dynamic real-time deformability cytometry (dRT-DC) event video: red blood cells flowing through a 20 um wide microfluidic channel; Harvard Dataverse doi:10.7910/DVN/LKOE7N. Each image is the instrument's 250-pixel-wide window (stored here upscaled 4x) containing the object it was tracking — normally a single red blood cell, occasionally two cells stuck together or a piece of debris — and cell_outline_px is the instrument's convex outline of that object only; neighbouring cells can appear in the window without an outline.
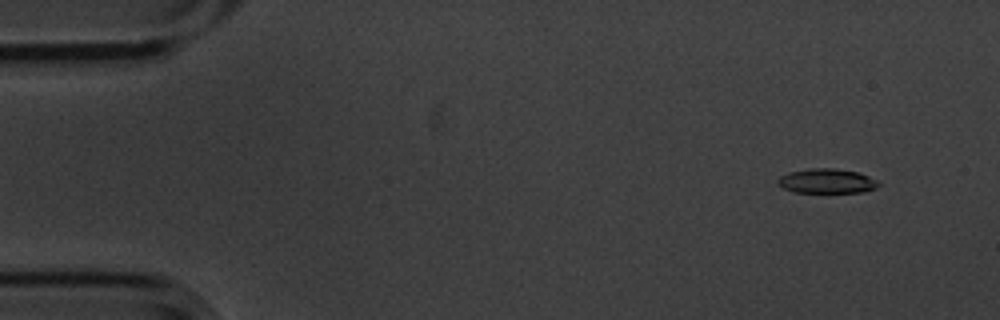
{"species": "common noctule bat (a hibernating species)", "species_latin": "Nyctalus noctula", "temperature_condition": "cold", "stored_images_in_passage": 6, "camera_frame_rate_fps": 3000, "um_per_image_px": 0.085, "animal": {"sex": "male", "body_mass_g": 20.1, "forearm_length_mm": 53.5}, "frame": {"image": 1, "passage_image": 2, "time_ms": 0.333, "image_size_px": [1000, 320], "cell_outline_px": [[880, 184], [876, 188], [864, 192], [792, 192], [776, 184], [776, 180], [780, 176], [788, 172], [812, 168], [832, 168], [860, 172], [876, 180]], "centroid_in_image_um": [70.25, 15.38], "position_along_channel_um": 14.7, "area_um2": 14.51}}
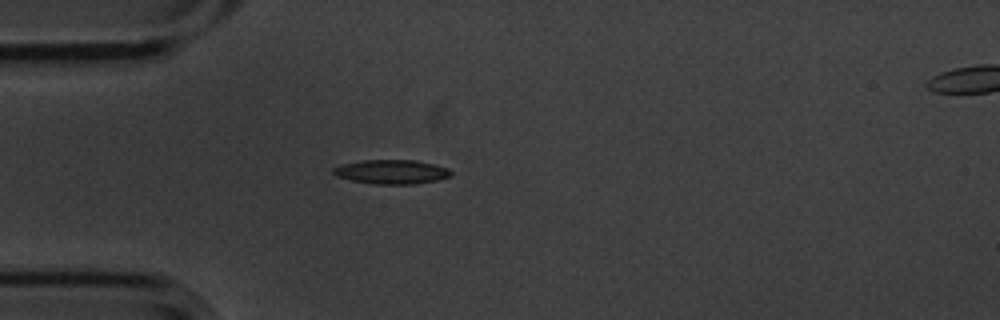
{"frame": {"image": 2, "passage_image": 5, "time_ms": 1.333, "image_size_px": [1000, 320], "cell_outline_px": [[452, 176], [436, 180], [416, 184], [376, 184], [352, 180], [336, 176], [332, 172], [332, 168], [340, 164], [364, 160], [416, 160], [448, 168], [452, 172]], "centroid_in_image_um": [33.27, 14.6], "position_along_channel_um": 51.7, "area_um2": 16.59}}